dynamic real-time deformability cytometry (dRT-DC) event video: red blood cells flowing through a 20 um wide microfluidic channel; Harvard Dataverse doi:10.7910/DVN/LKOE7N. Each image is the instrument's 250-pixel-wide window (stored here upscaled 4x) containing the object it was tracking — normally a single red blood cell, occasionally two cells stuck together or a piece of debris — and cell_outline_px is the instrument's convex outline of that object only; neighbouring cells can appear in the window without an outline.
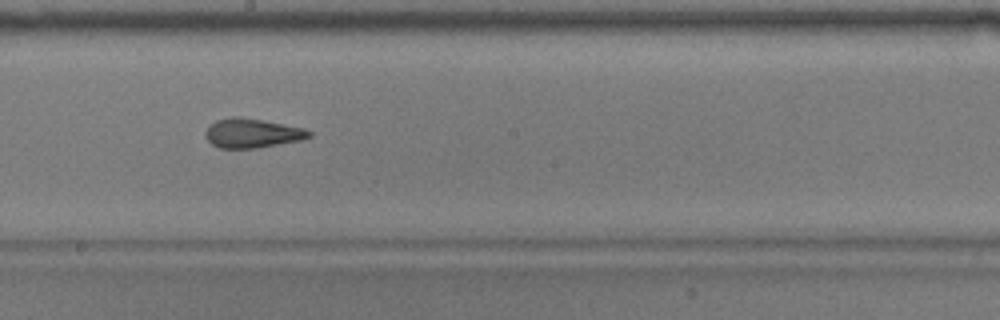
{"species": "common noctule bat (a hibernating species)", "species_latin": "Nyctalus noctula", "temperature_condition": "warm", "stored_images_in_passage": 41, "camera_frame_rate_fps": 3000, "um_per_image_px": 0.085, "animal": {"sex": "male", "body_mass_g": 17.9}, "frame": {"image": 1, "passage_image": 18, "time_ms": 5.667, "image_size_px": [1000, 320], "cell_outline_px": [[312, 136], [300, 140], [256, 148], [220, 148], [212, 144], [204, 136], [204, 132], [216, 120], [232, 116], [240, 116], [304, 128], [312, 132]], "centroid_in_image_um": [21.42, 11.31], "position_along_channel_um": 226.8, "area_um2": 17.57}}
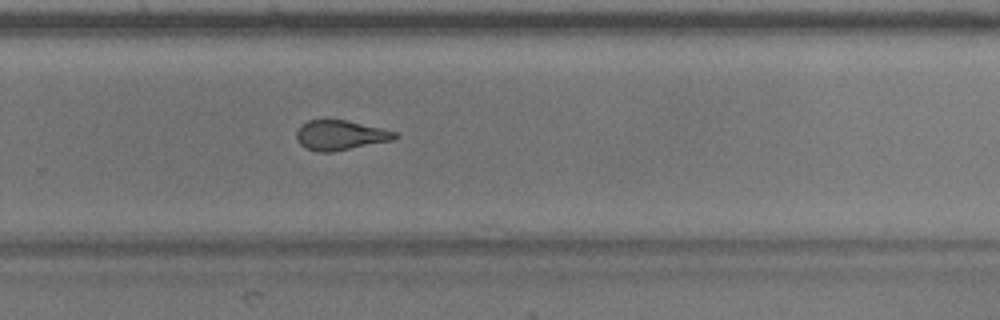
{"frame": {"image": 2, "passage_image": 24, "time_ms": 7.667, "image_size_px": [1000, 320], "cell_outline_px": [[400, 136], [392, 140], [332, 152], [320, 152], [308, 148], [300, 144], [296, 140], [296, 132], [300, 124], [308, 120], [344, 120], [380, 128], [396, 132]], "centroid_in_image_um": [28.89, 11.49], "position_along_channel_um": 300.9, "area_um2": 16.88}, "authors_computed_cell_mechanics": {"area_um2": 17.6868, "velocity_mm_per_s": 3.715, "shape_relaxation_time_tau1_ms": 8.7667, "shape_relaxation_time_tau2_ms": 2.9591, "deformation_change_tau1": 0.2205, "deformation_change_tau2": 0.1171}}